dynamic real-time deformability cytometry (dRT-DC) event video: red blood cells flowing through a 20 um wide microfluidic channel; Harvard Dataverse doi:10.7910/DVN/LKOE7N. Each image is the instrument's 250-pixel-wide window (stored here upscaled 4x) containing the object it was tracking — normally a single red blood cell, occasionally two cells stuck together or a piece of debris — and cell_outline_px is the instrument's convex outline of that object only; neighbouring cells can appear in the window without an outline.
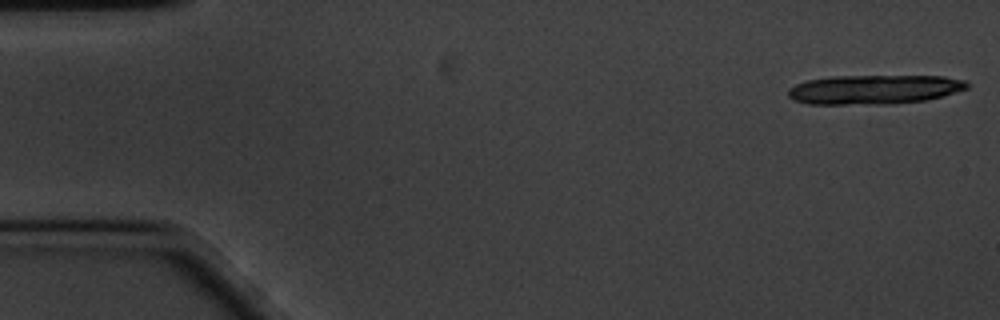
{"species": "common noctule bat (a hibernating species)", "species_latin": "Nyctalus noctula", "temperature_condition": "cold", "stored_images_in_passage": 18, "camera_frame_rate_fps": 3000, "um_per_image_px": 0.085, "animal": {"sex": "male", "body_mass_g": 20.1, "forearm_length_mm": 53.5}, "frame": {"image": 1, "passage_image": 1, "time_ms": 0.0, "image_size_px": [1000, 320], "cell_outline_px": [[968, 88], [940, 96], [924, 100], [892, 104], [808, 104], [796, 100], [788, 96], [788, 88], [796, 84], [808, 80], [832, 76], [944, 76], [964, 80], [968, 84]], "centroid_in_image_um": [74.28, 7.6], "position_along_channel_um": 10.7, "area_um2": 30.4}}